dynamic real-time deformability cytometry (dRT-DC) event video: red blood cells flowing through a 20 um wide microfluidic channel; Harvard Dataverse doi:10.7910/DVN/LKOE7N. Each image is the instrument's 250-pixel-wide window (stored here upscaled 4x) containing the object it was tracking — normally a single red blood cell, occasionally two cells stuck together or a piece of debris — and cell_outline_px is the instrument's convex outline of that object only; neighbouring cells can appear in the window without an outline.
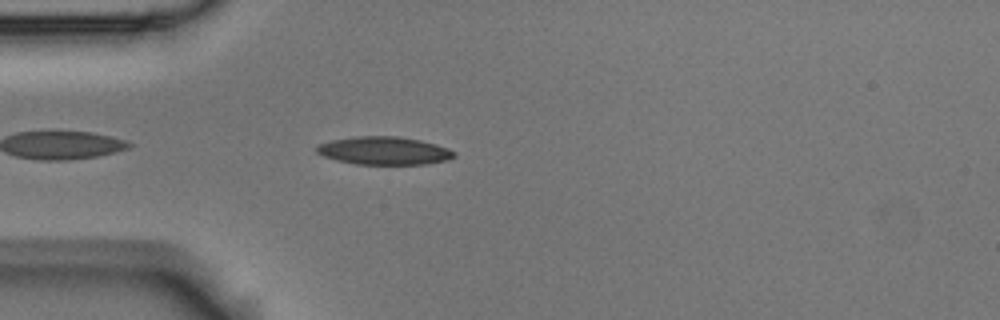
{"species": "Egyptian fruit bat (a non-hibernating species)", "species_latin": "Rousettus aegyptiacus", "temperature_condition": "room temperature", "stored_images_in_passage": 3, "camera_frame_rate_fps": 3000, "um_per_image_px": 0.085, "animal": {"sex": "male"}, "frame": {"image": 1, "passage_image": 3, "time_ms": 0.667, "image_size_px": [1000, 320], "cell_outline_px": [[456, 156], [448, 160], [424, 164], [356, 164], [336, 160], [324, 156], [316, 152], [316, 144], [332, 140], [356, 136], [400, 136], [420, 140], [436, 144], [448, 148], [456, 152]], "centroid_in_image_um": [32.65, 12.8], "position_along_channel_um": 52.3, "area_um2": 22.54}}